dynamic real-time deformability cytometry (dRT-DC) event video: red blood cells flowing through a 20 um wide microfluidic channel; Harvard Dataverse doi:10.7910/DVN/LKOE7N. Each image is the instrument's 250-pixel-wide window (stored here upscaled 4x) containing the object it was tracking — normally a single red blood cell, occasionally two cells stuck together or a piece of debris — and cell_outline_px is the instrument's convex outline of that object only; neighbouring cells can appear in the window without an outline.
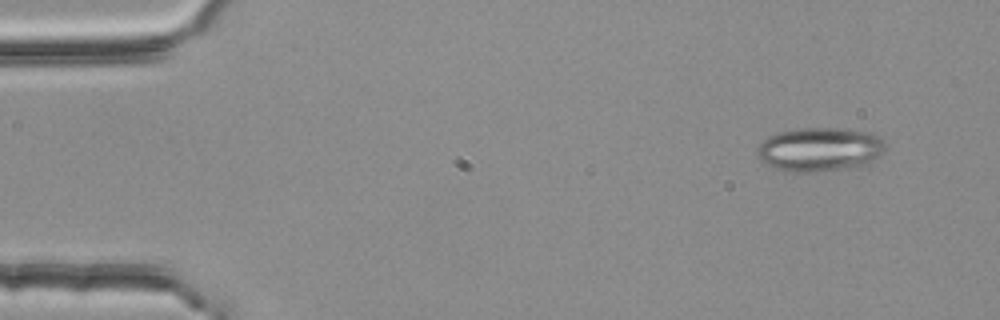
{"species": "common noctule bat (a hibernating species)", "species_latin": "Nyctalus noctula", "temperature_condition": "room temperature", "stored_images_in_passage": 52, "camera_frame_rate_fps": 3000, "um_per_image_px": 0.085, "animal": {"sex": "female", "body_mass_g": 25.1}, "frame": {"image": 1, "passage_image": 5, "time_ms": 1.333, "image_size_px": [1000, 320], "cell_outline_px": [[884, 152], [868, 164], [860, 168], [812, 172], [784, 172], [772, 168], [760, 160], [756, 156], [756, 148], [768, 136], [780, 132], [800, 128], [836, 128], [872, 132], [880, 136], [884, 144]], "centroid_in_image_um": [69.67, 12.72], "position_along_channel_um": 15.3, "area_um2": 33.52}}
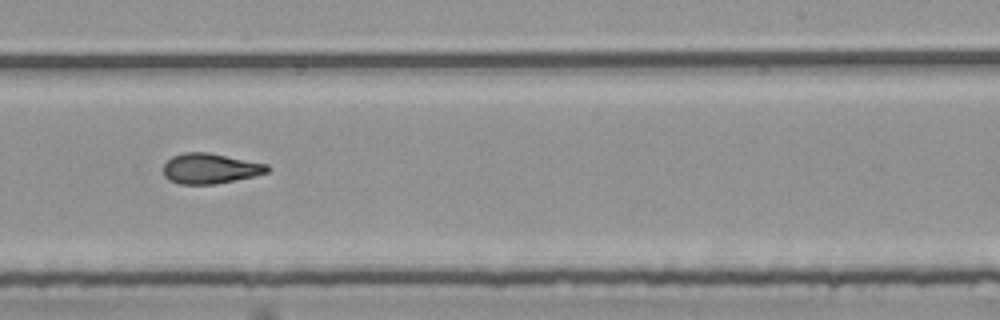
{"frame": {"image": 2, "passage_image": 34, "time_ms": 11.0, "image_size_px": [1000, 320], "cell_outline_px": [[272, 168], [268, 172], [256, 176], [212, 184], [180, 184], [168, 180], [164, 176], [164, 164], [172, 156], [184, 152], [208, 152], [268, 164]], "centroid_in_image_um": [17.88, 14.32], "position_along_channel_um": 271.1, "area_um2": 18.44}}
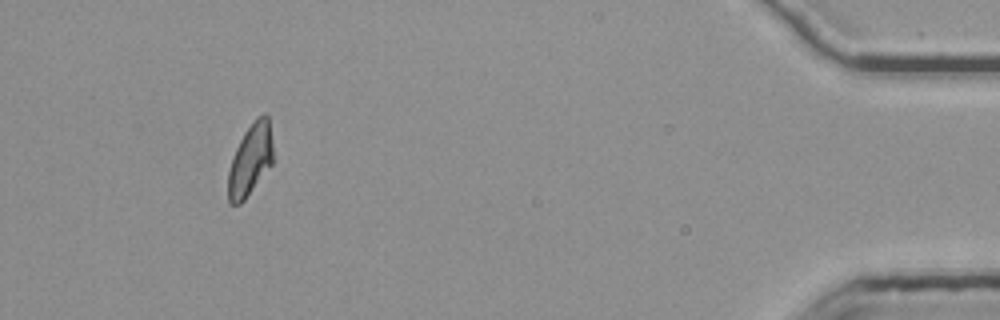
{"frame": {"image": 3, "passage_image": 48, "time_ms": 15.667, "image_size_px": [1000, 320], "cell_outline_px": [[272, 164], [244, 200], [240, 204], [228, 204], [228, 172], [232, 156], [244, 132], [256, 116], [264, 112], [268, 116], [272, 140]], "centroid_in_image_um": [21.27, 13.56], "position_along_channel_um": 413.9, "area_um2": 18.79}, "authors_computed_cell_mechanics": {"area_um2": 18.9006, "velocity_mm_per_s": 3.8, "shape_relaxation_time_tau1_ms": 7.9463, "shape_relaxation_time_tau2_ms": 1.6818, "deformation_change_tau1": 0.1989, "deformation_change_tau2": 0.0928}}